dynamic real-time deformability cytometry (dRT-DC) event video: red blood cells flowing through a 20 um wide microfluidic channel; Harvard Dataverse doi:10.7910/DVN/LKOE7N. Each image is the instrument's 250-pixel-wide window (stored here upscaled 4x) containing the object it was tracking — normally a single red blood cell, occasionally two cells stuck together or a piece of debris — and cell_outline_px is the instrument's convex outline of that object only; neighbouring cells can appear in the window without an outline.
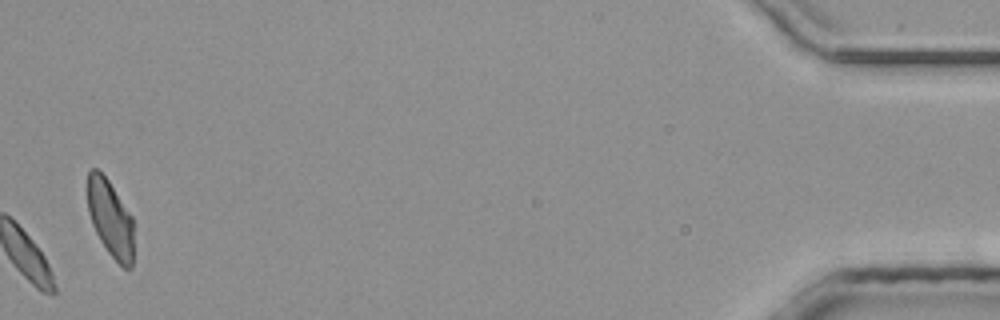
{"species": "common noctule bat (a hibernating species)", "species_latin": "Nyctalus noctula", "temperature_condition": "room temperature", "stored_images_in_passage": 31, "camera_frame_rate_fps": 3000, "um_per_image_px": 0.085, "animal": {"sex": "male", "body_mass_g": 20.4}, "frame": {"image": 1, "passage_image": 31, "time_ms": 10.0, "image_size_px": [1000, 320], "cell_outline_px": [[132, 268], [124, 268], [108, 252], [100, 240], [92, 224], [88, 212], [88, 172], [92, 168], [96, 168], [108, 180], [132, 216]], "centroid_in_image_um": [9.37, 18.56], "position_along_channel_um": 425.8, "area_um2": 20.29}}